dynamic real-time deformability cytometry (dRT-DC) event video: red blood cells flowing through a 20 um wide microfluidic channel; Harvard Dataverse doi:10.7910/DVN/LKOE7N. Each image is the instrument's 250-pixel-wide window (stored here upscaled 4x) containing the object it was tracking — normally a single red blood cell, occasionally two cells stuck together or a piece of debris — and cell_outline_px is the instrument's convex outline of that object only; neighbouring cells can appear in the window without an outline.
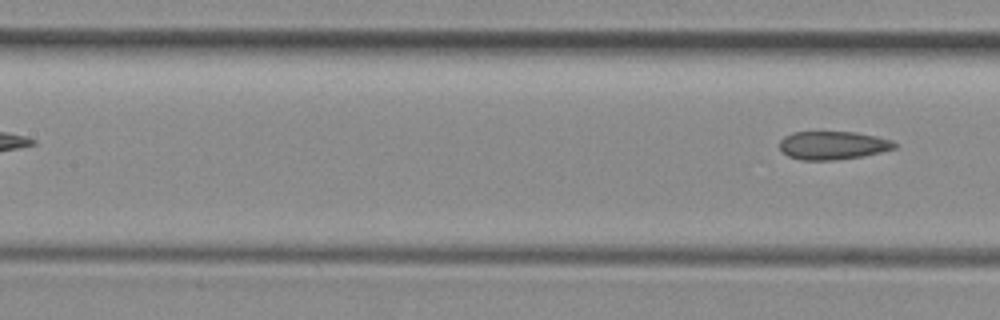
{"species": "common noctule bat (a hibernating species)", "species_latin": "Nyctalus noctula", "temperature_condition": "room temperature", "stored_images_in_passage": 6, "segment_of_instrument_passage": [2, 2], "camera_frame_rate_fps": 3000, "um_per_image_px": 0.085, "animal": {"sex": "female", "body_mass_g": 29.2, "forearm_length_mm": 56.3}, "frame": {"image": 1, "passage_image": 6, "time_ms": 1.667, "image_size_px": [1000, 320], "cell_outline_px": [[900, 144], [896, 148], [864, 156], [836, 160], [800, 160], [788, 156], [780, 152], [780, 140], [784, 136], [792, 132], [856, 132], [876, 136], [892, 140]], "centroid_in_image_um": [70.8, 12.36], "position_along_channel_um": 136.6, "area_um2": 19.25}}